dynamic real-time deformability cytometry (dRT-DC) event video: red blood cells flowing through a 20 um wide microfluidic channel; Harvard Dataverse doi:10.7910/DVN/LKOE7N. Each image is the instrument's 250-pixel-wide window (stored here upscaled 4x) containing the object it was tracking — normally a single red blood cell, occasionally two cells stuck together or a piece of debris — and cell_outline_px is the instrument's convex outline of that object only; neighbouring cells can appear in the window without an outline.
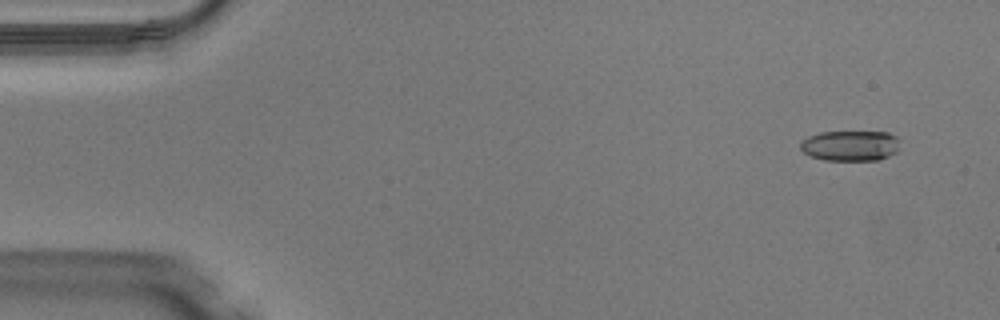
{"species": "Egyptian fruit bat (a non-hibernating species)", "species_latin": "Rousettus aegyptiacus", "temperature_condition": "warm", "stored_images_in_passage": 47, "camera_frame_rate_fps": 3000, "um_per_image_px": 0.085, "animal": {"sex": "male"}, "frame": {"image": 1, "passage_image": 1, "time_ms": 0.0, "image_size_px": [1000, 320], "cell_outline_px": [[900, 140], [896, 152], [880, 160], [824, 160], [812, 156], [804, 152], [800, 148], [800, 140], [808, 136], [820, 132], [888, 132], [896, 136]], "centroid_in_image_um": [72.28, 12.38], "position_along_channel_um": 12.7, "area_um2": 17.74}}
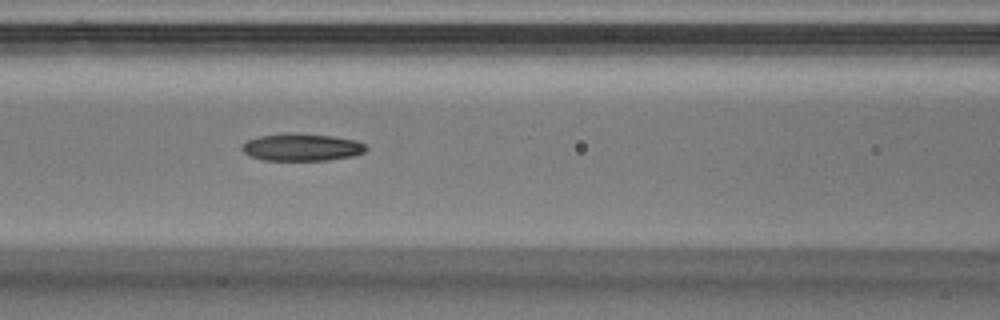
{"frame": {"image": 2, "passage_image": 19, "time_ms": 6.0, "image_size_px": [1000, 320], "cell_outline_px": [[368, 148], [364, 152], [352, 156], [328, 160], [264, 160], [252, 156], [244, 152], [240, 148], [248, 140], [256, 136], [288, 132], [296, 132], [332, 136], [356, 140], [364, 144]], "centroid_in_image_um": [25.64, 12.49], "position_along_channel_um": 141.0, "area_um2": 19.88}}
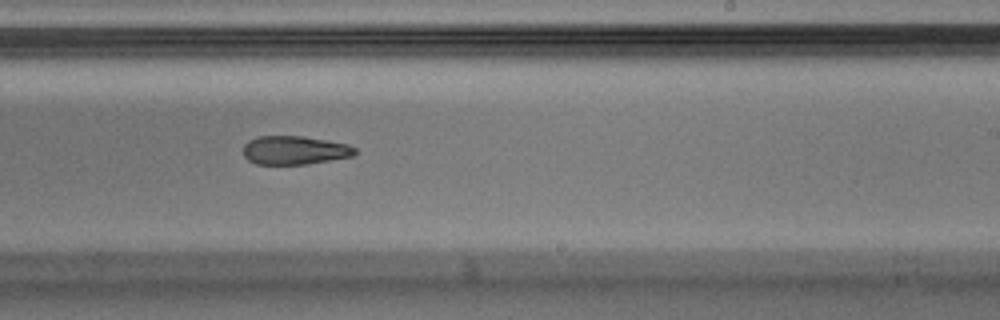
{"frame": {"image": 3, "passage_image": 28, "time_ms": 9.0, "image_size_px": [1000, 320], "cell_outline_px": [[356, 152], [352, 156], [332, 160], [308, 164], [256, 164], [248, 160], [244, 156], [244, 144], [248, 140], [256, 136], [304, 136], [348, 144], [356, 148]], "centroid_in_image_um": [25.03, 12.76], "position_along_channel_um": 264.0, "area_um2": 18.73}, "authors_computed_cell_mechanics": {"area_um2": 19.4786, "velocity_mm_per_s": 4.1105, "shape_relaxation_time_tau1_ms": null, "shape_relaxation_time_tau2_ms": 9.9918, "deformation_change_tau1": null, "deformation_change_tau2": 0.2538}}